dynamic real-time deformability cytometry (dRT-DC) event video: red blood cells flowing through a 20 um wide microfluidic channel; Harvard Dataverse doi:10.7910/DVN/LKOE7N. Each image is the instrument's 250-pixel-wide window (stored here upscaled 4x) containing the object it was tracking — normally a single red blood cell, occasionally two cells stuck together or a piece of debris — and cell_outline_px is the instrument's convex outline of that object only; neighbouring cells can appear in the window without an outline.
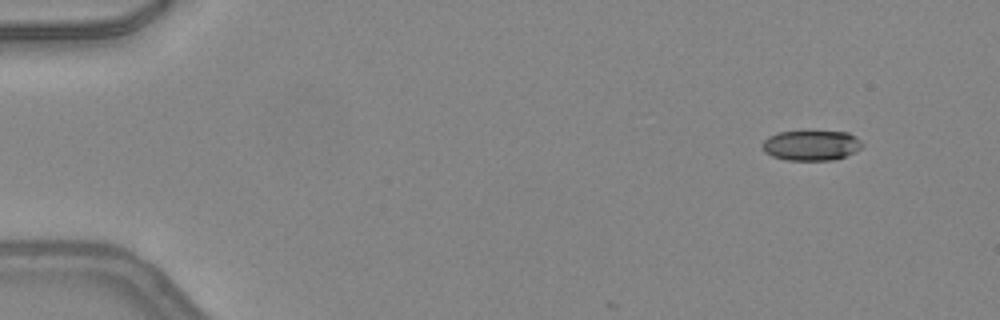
{"species": "common noctule bat (a hibernating species)", "species_latin": "Nyctalus noctula", "temperature_condition": "warm", "stored_images_in_passage": 4, "camera_frame_rate_fps": 3000, "um_per_image_px": 0.085, "animal": {"sex": "female", "body_mass_g": 24.6, "forearm_length_mm": 56.2}, "frame": {"image": 1, "passage_image": 1, "time_ms": 0.0, "image_size_px": [1000, 320], "cell_outline_px": [[860, 148], [844, 156], [832, 160], [784, 160], [772, 156], [764, 152], [760, 144], [768, 136], [780, 132], [848, 132], [860, 140]], "centroid_in_image_um": [68.87, 12.36], "position_along_channel_um": 16.1, "area_um2": 17.28}}